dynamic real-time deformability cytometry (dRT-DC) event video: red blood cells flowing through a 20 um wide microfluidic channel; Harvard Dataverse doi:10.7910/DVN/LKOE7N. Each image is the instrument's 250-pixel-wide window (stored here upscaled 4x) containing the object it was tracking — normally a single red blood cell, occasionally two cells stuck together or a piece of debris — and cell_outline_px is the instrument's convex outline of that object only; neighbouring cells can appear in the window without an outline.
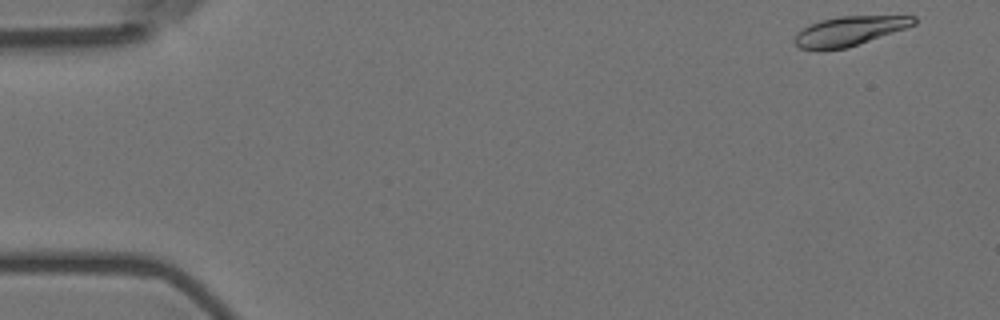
{"species": "Egyptian fruit bat (a non-hibernating species)", "species_latin": "Rousettus aegyptiacus", "temperature_condition": "room temperature", "stored_images_in_passage": 55, "camera_frame_rate_fps": 3000, "um_per_image_px": 0.085, "animal": {"sex": "female"}, "frame": {"image": 1, "passage_image": 1, "time_ms": 0.0, "image_size_px": [1000, 320], "cell_outline_px": [[916, 24], [848, 48], [820, 52], [816, 52], [800, 48], [792, 40], [796, 32], [820, 20], [840, 16], [916, 16]], "centroid_in_image_um": [72.11, 2.67], "position_along_channel_um": 12.9, "area_um2": 20.69}}
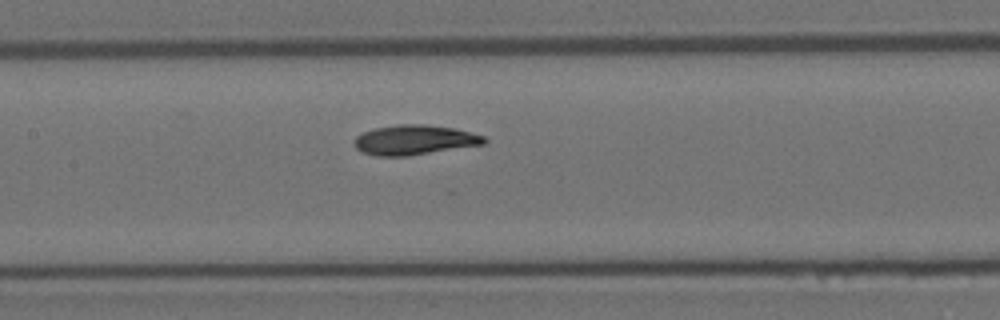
{"frame": {"image": 2, "passage_image": 25, "time_ms": 8.0, "image_size_px": [1000, 320], "cell_outline_px": [[488, 140], [484, 144], [408, 156], [376, 156], [360, 152], [352, 144], [352, 140], [356, 136], [364, 132], [376, 128], [400, 124], [424, 124], [452, 128], [484, 136]], "centroid_in_image_um": [35.17, 11.9], "position_along_channel_um": 172.2, "area_um2": 22.54}}
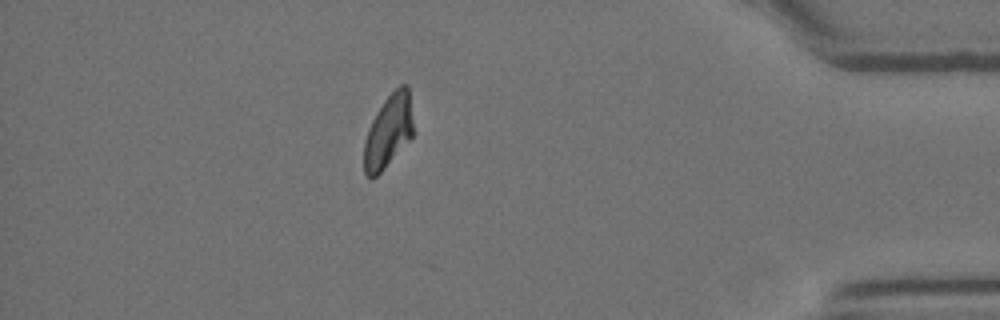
{"frame": {"image": 3, "passage_image": 48, "time_ms": 15.667, "image_size_px": [1000, 320], "cell_outline_px": [[412, 136], [384, 168], [376, 176], [368, 176], [364, 172], [364, 144], [372, 120], [376, 112], [384, 100], [400, 84], [408, 84], [412, 120]], "centroid_in_image_um": [33.01, 11.12], "position_along_channel_um": 402.2, "area_um2": 20.35}, "authors_computed_cell_mechanics": {"area_um2": 21.7328, "velocity_mm_per_s": 3.5511, "shape_relaxation_time_tau1_ms": 4.8083, "shape_relaxation_time_tau2_ms": 4.2451, "deformation_change_tau1": 0.1839, "deformation_change_tau2": 0.075}}